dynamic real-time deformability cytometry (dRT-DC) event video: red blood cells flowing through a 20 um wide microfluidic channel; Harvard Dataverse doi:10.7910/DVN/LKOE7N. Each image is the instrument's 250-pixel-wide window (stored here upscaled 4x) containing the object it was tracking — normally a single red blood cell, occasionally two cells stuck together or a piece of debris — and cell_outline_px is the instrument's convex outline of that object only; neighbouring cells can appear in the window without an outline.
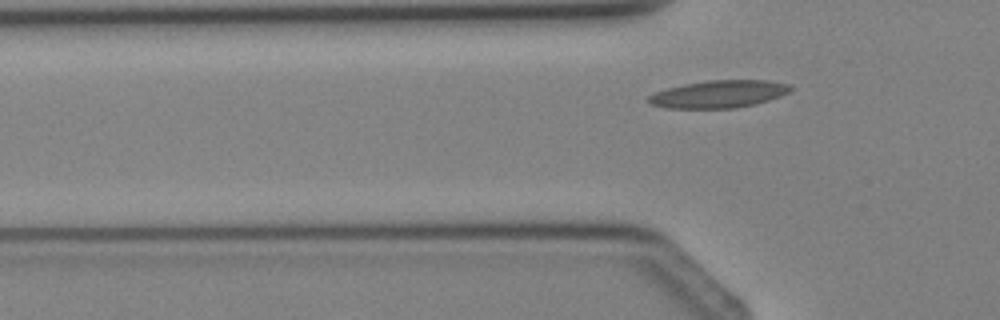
{"species": "Egyptian fruit bat (a non-hibernating species)", "species_latin": "Rousettus aegyptiacus", "temperature_condition": "cold", "stored_images_in_passage": 4, "camera_frame_rate_fps": 3000, "um_per_image_px": 0.085, "animal": {"sex": "female"}, "frame": {"image": 1, "passage_image": 4, "time_ms": 4.333, "image_size_px": [1000, 320], "cell_outline_px": [[796, 88], [780, 96], [768, 100], [736, 108], [664, 108], [648, 104], [644, 100], [648, 96], [656, 92], [668, 88], [684, 84], [708, 80], [764, 80], [788, 84]], "centroid_in_image_um": [61.05, 8.0], "position_along_channel_um": 64.8, "area_um2": 22.77}}